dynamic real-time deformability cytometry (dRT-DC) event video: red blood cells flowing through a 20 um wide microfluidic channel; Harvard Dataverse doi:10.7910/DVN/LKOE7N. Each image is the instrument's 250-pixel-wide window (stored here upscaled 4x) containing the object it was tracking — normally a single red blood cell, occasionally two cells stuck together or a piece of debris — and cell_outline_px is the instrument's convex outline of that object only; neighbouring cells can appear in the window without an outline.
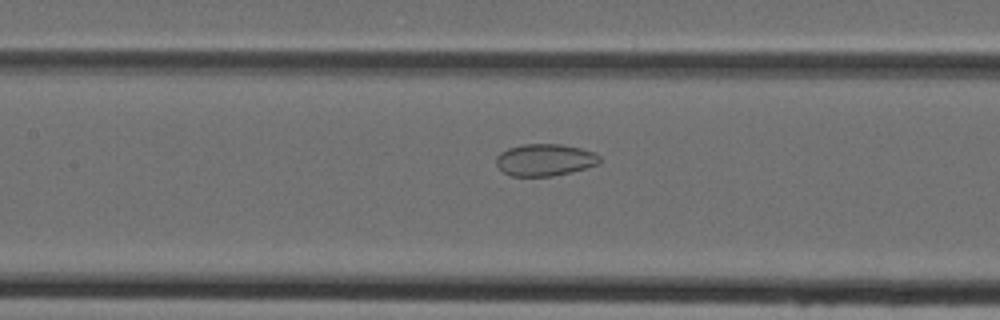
{"species": "Egyptian fruit bat (a non-hibernating species)", "species_latin": "Rousettus aegyptiacus", "temperature_condition": "cold", "stored_images_in_passage": 43, "camera_frame_rate_fps": 3000, "um_per_image_px": 0.085, "animal": {"sex": "female"}, "frame": {"image": 1, "passage_image": 18, "time_ms": 5.667, "image_size_px": [1000, 320], "cell_outline_px": [[600, 160], [596, 164], [572, 172], [552, 176], [512, 176], [504, 172], [496, 164], [496, 156], [500, 152], [508, 148], [524, 144], [560, 144], [580, 148], [596, 152], [600, 156]], "centroid_in_image_um": [46.3, 13.58], "position_along_channel_um": 161.1, "area_um2": 19.25}}
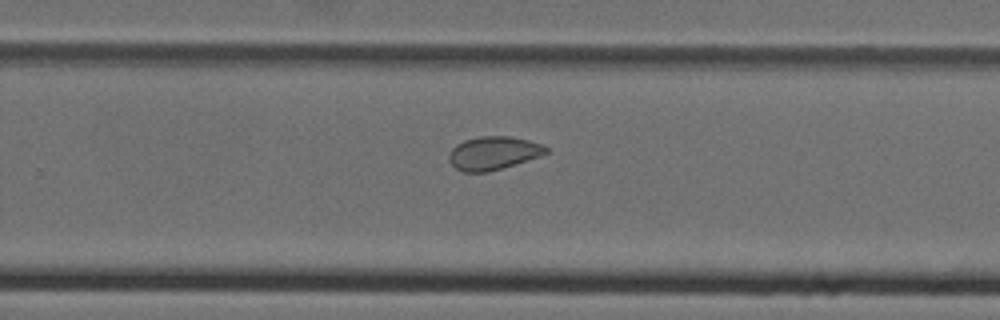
{"frame": {"image": 2, "passage_image": 27, "time_ms": 8.667, "image_size_px": [1000, 320], "cell_outline_px": [[548, 152], [540, 156], [488, 172], [464, 172], [456, 168], [448, 160], [448, 152], [456, 144], [464, 140], [480, 136], [512, 136], [528, 140], [540, 144], [548, 148]], "centroid_in_image_um": [41.9, 13.0], "position_along_channel_um": 287.9, "area_um2": 18.79}}
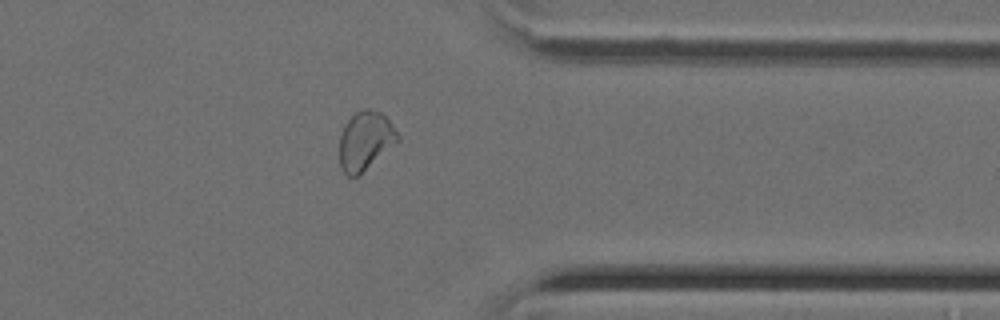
{"frame": {"image": 3, "passage_image": 34, "time_ms": 11.0, "image_size_px": [1000, 320], "cell_outline_px": [[400, 140], [356, 176], [348, 176], [340, 168], [340, 136], [344, 124], [356, 112], [364, 108], [368, 108], [380, 112], [388, 120], [400, 136]], "centroid_in_image_um": [31.04, 11.94], "position_along_channel_um": 380.4, "area_um2": 19.54}}